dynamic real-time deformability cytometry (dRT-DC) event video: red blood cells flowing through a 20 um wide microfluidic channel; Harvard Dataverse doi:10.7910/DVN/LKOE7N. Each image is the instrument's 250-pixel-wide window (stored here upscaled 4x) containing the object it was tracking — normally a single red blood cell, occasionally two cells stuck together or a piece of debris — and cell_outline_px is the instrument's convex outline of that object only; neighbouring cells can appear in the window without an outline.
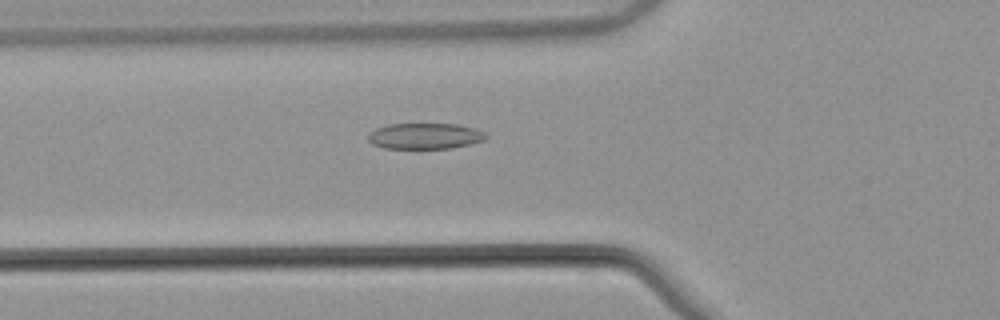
{"species": "common noctule bat (a hibernating species)", "species_latin": "Nyctalus noctula", "temperature_condition": "warm", "stored_images_in_passage": 39, "camera_frame_rate_fps": 3000, "um_per_image_px": 0.085, "animal": {"sex": "male", "body_mass_g": 21.5, "forearm_length_mm": 52.0}, "frame": {"image": 1, "passage_image": 5, "time_ms": 1.333, "image_size_px": [1000, 320], "cell_outline_px": [[488, 136], [484, 140], [452, 148], [384, 148], [372, 144], [368, 140], [368, 132], [376, 128], [388, 124], [456, 124], [476, 128], [484, 132]], "centroid_in_image_um": [36.1, 11.56], "position_along_channel_um": 89.7, "area_um2": 17.8}}
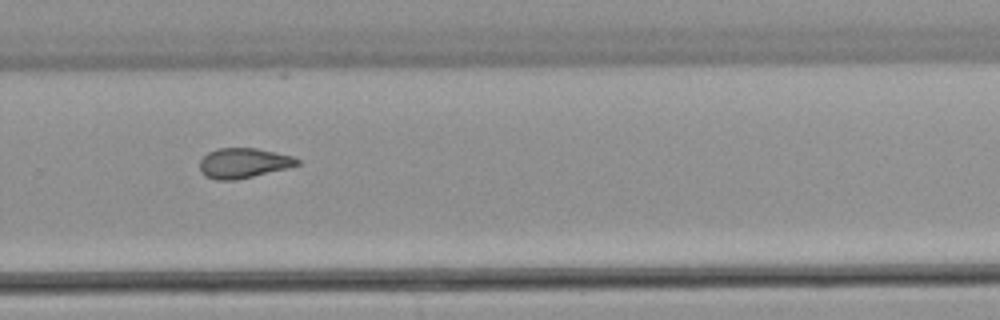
{"frame": {"image": 2, "passage_image": 22, "time_ms": 7.0, "image_size_px": [1000, 320], "cell_outline_px": [[300, 164], [288, 168], [236, 180], [216, 180], [200, 172], [200, 160], [208, 152], [216, 148], [256, 148], [292, 156], [300, 160]], "centroid_in_image_um": [20.69, 13.86], "position_along_channel_um": 309.1, "area_um2": 16.99}}
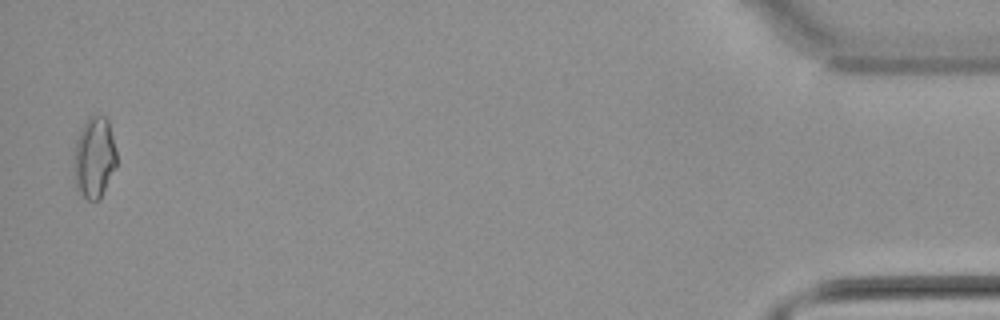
{"frame": {"image": 3, "passage_image": 38, "time_ms": 12.333, "image_size_px": [1000, 320], "cell_outline_px": [[116, 168], [100, 200], [88, 200], [76, 188], [76, 140], [80, 128], [84, 120], [88, 116], [104, 116], [108, 120], [116, 148]], "centroid_in_image_um": [8.06, 13.37], "position_along_channel_um": 427.1, "area_um2": 20.0}, "authors_computed_cell_mechanics": {"area_um2": 17.4556, "velocity_mm_per_s": 3.871, "shape_relaxation_time_tau1_ms": null, "shape_relaxation_time_tau2_ms": 3.0199, "deformation_change_tau1": null, "deformation_change_tau2": 0.0965}}